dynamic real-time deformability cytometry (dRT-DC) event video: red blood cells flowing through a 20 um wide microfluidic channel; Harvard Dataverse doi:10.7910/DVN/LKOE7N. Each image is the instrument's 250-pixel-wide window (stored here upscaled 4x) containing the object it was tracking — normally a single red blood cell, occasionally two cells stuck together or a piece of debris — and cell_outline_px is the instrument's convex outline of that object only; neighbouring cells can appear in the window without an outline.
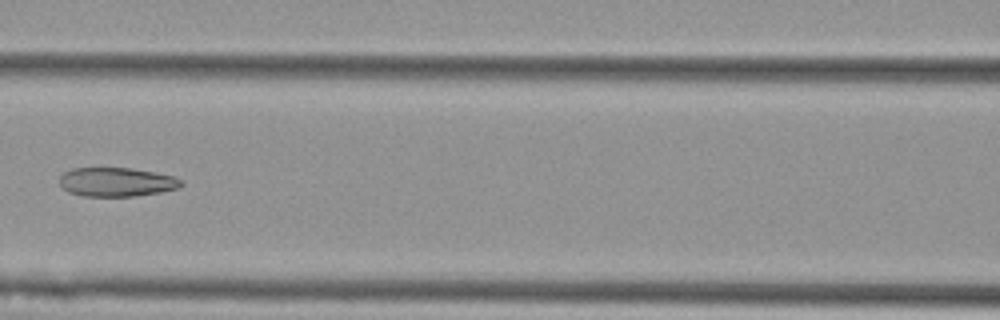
{"species": "Egyptian fruit bat (a non-hibernating species)", "species_latin": "Rousettus aegyptiacus", "temperature_condition": "cold", "stored_images_in_passage": 8, "camera_frame_rate_fps": 3000, "um_per_image_px": 0.085, "animal": {"sex": "female"}, "frame": {"image": 1, "passage_image": 7, "time_ms": 2.0, "image_size_px": [1000, 320], "cell_outline_px": [[184, 184], [176, 188], [160, 192], [136, 196], [84, 196], [68, 192], [60, 184], [60, 176], [64, 172], [72, 168], [132, 168], [176, 176]], "centroid_in_image_um": [9.91, 15.46], "position_along_channel_um": 156.7, "area_um2": 20.52}}
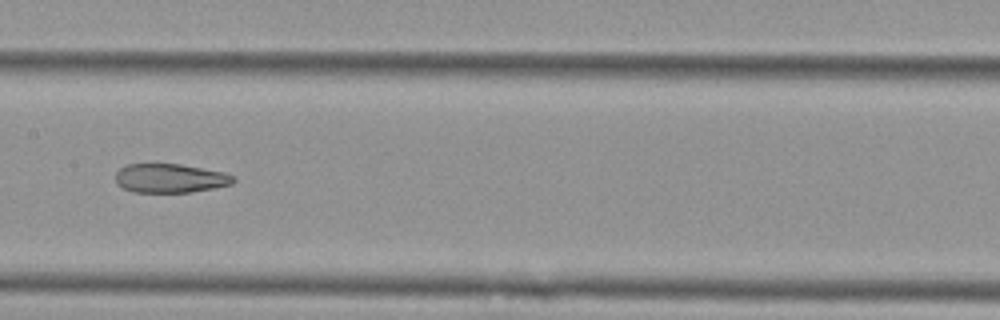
{"frame": {"image": 2, "passage_image": 8, "time_ms": 2.333, "image_size_px": [1000, 320], "cell_outline_px": [[236, 180], [232, 184], [212, 188], [188, 192], [132, 192], [116, 184], [116, 172], [120, 168], [128, 164], [180, 164], [224, 172], [236, 176]], "centroid_in_image_um": [14.47, 15.15], "position_along_channel_um": 192.9, "area_um2": 19.88}}